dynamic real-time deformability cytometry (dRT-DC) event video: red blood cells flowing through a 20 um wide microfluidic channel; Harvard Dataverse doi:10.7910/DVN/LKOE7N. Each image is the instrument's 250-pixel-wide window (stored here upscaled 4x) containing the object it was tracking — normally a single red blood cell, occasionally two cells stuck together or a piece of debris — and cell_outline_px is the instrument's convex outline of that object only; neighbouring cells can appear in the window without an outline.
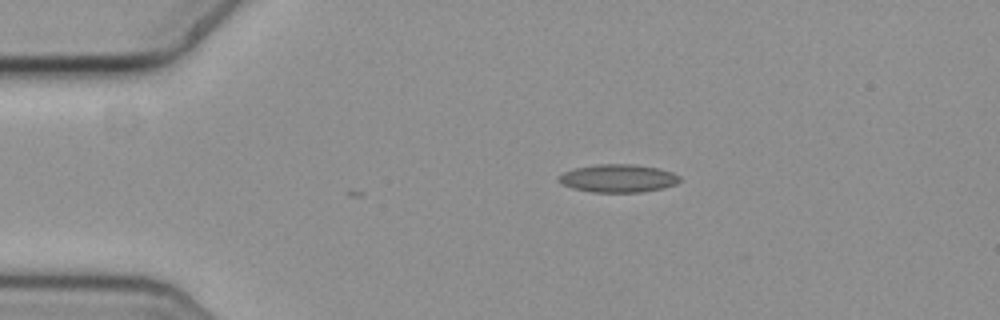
{"species": "common noctule bat (a hibernating species)", "species_latin": "Nyctalus noctula", "temperature_condition": "cold", "stored_images_in_passage": 6, "camera_frame_rate_fps": 3000, "um_per_image_px": 0.085, "animal": {"sex": "female", "body_mass_g": 19.3, "forearm_length_mm": 54.1}, "frame": {"image": 1, "passage_image": 1, "time_ms": 0.0, "image_size_px": [1000, 320], "cell_outline_px": [[680, 180], [676, 184], [664, 188], [644, 192], [592, 192], [572, 188], [556, 180], [556, 176], [564, 172], [576, 168], [596, 164], [632, 164], [656, 168], [672, 172], [680, 176]], "centroid_in_image_um": [52.53, 15.16], "position_along_channel_um": 32.5, "area_um2": 19.77}}